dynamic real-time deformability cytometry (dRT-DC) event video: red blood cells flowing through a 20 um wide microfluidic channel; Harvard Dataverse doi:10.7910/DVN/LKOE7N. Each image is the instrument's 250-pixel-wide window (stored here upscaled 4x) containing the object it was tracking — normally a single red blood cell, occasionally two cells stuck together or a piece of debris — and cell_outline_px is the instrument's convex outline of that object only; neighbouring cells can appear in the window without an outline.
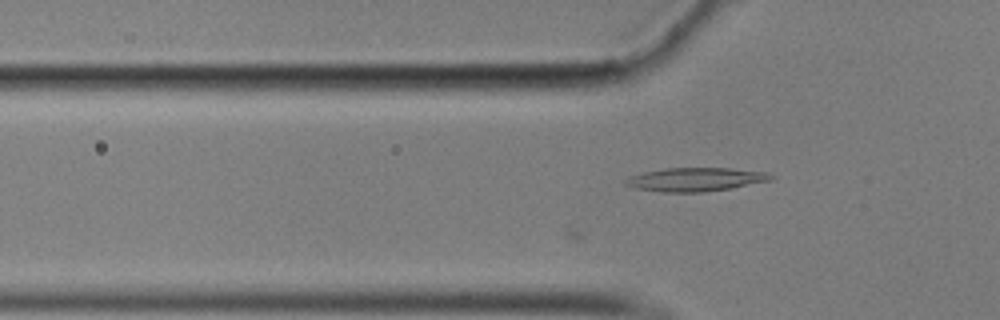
{"species": "common noctule bat (a hibernating species)", "species_latin": "Nyctalus noctula", "temperature_condition": "cold", "stored_images_in_passage": 3, "camera_frame_rate_fps": 3000, "um_per_image_px": 0.085, "animal": {"sex": "male", "body_mass_g": 17.9}, "frame": {"image": 1, "passage_image": 3, "time_ms": 0.667, "image_size_px": [1000, 320], "cell_outline_px": [[772, 176], [768, 180], [732, 188], [704, 192], [664, 192], [636, 188], [624, 184], [624, 180], [628, 176], [644, 172], [664, 168], [728, 168], [768, 172]], "centroid_in_image_um": [59.06, 15.25], "position_along_channel_um": 66.7, "area_um2": 19.83}}